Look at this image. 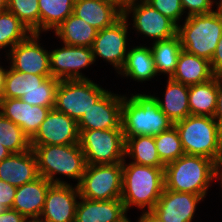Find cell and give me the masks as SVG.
Here are the masks:
<instances>
[{
  "mask_svg": "<svg viewBox=\"0 0 222 222\" xmlns=\"http://www.w3.org/2000/svg\"><path fill=\"white\" fill-rule=\"evenodd\" d=\"M52 185L42 176L17 187L11 209L18 211L25 217H39L45 202L46 193Z\"/></svg>",
  "mask_w": 222,
  "mask_h": 222,
  "instance_id": "obj_22",
  "label": "cell"
},
{
  "mask_svg": "<svg viewBox=\"0 0 222 222\" xmlns=\"http://www.w3.org/2000/svg\"><path fill=\"white\" fill-rule=\"evenodd\" d=\"M213 77L210 61L182 49L176 69L170 78L190 86L206 82Z\"/></svg>",
  "mask_w": 222,
  "mask_h": 222,
  "instance_id": "obj_24",
  "label": "cell"
},
{
  "mask_svg": "<svg viewBox=\"0 0 222 222\" xmlns=\"http://www.w3.org/2000/svg\"><path fill=\"white\" fill-rule=\"evenodd\" d=\"M216 90L217 105L213 118L222 129V74L216 75Z\"/></svg>",
  "mask_w": 222,
  "mask_h": 222,
  "instance_id": "obj_40",
  "label": "cell"
},
{
  "mask_svg": "<svg viewBox=\"0 0 222 222\" xmlns=\"http://www.w3.org/2000/svg\"><path fill=\"white\" fill-rule=\"evenodd\" d=\"M39 33H31L26 39L17 43L7 53L12 69L43 76H52L50 71V50H46L41 43Z\"/></svg>",
  "mask_w": 222,
  "mask_h": 222,
  "instance_id": "obj_12",
  "label": "cell"
},
{
  "mask_svg": "<svg viewBox=\"0 0 222 222\" xmlns=\"http://www.w3.org/2000/svg\"><path fill=\"white\" fill-rule=\"evenodd\" d=\"M189 86L168 78L163 100L151 95L161 111L174 123L191 115L189 103Z\"/></svg>",
  "mask_w": 222,
  "mask_h": 222,
  "instance_id": "obj_23",
  "label": "cell"
},
{
  "mask_svg": "<svg viewBox=\"0 0 222 222\" xmlns=\"http://www.w3.org/2000/svg\"><path fill=\"white\" fill-rule=\"evenodd\" d=\"M73 184H52L45 197L40 214L47 222H74L80 193Z\"/></svg>",
  "mask_w": 222,
  "mask_h": 222,
  "instance_id": "obj_16",
  "label": "cell"
},
{
  "mask_svg": "<svg viewBox=\"0 0 222 222\" xmlns=\"http://www.w3.org/2000/svg\"><path fill=\"white\" fill-rule=\"evenodd\" d=\"M188 103L191 115L213 117L217 105L216 75L206 82L190 85Z\"/></svg>",
  "mask_w": 222,
  "mask_h": 222,
  "instance_id": "obj_28",
  "label": "cell"
},
{
  "mask_svg": "<svg viewBox=\"0 0 222 222\" xmlns=\"http://www.w3.org/2000/svg\"><path fill=\"white\" fill-rule=\"evenodd\" d=\"M16 189L17 187L12 186L8 182L0 180V204L7 209H11L14 202Z\"/></svg>",
  "mask_w": 222,
  "mask_h": 222,
  "instance_id": "obj_39",
  "label": "cell"
},
{
  "mask_svg": "<svg viewBox=\"0 0 222 222\" xmlns=\"http://www.w3.org/2000/svg\"><path fill=\"white\" fill-rule=\"evenodd\" d=\"M127 212L121 199L90 200L80 197L74 222H123Z\"/></svg>",
  "mask_w": 222,
  "mask_h": 222,
  "instance_id": "obj_20",
  "label": "cell"
},
{
  "mask_svg": "<svg viewBox=\"0 0 222 222\" xmlns=\"http://www.w3.org/2000/svg\"><path fill=\"white\" fill-rule=\"evenodd\" d=\"M123 222H131L129 218H126Z\"/></svg>",
  "mask_w": 222,
  "mask_h": 222,
  "instance_id": "obj_52",
  "label": "cell"
},
{
  "mask_svg": "<svg viewBox=\"0 0 222 222\" xmlns=\"http://www.w3.org/2000/svg\"><path fill=\"white\" fill-rule=\"evenodd\" d=\"M7 69L4 82V90L1 98H21L24 94L38 90L40 84L48 77L31 73H22L12 69Z\"/></svg>",
  "mask_w": 222,
  "mask_h": 222,
  "instance_id": "obj_30",
  "label": "cell"
},
{
  "mask_svg": "<svg viewBox=\"0 0 222 222\" xmlns=\"http://www.w3.org/2000/svg\"><path fill=\"white\" fill-rule=\"evenodd\" d=\"M11 152L0 143V161L7 158Z\"/></svg>",
  "mask_w": 222,
  "mask_h": 222,
  "instance_id": "obj_46",
  "label": "cell"
},
{
  "mask_svg": "<svg viewBox=\"0 0 222 222\" xmlns=\"http://www.w3.org/2000/svg\"><path fill=\"white\" fill-rule=\"evenodd\" d=\"M50 110L49 107L30 105L21 98L0 99V113L21 127L29 139L39 130Z\"/></svg>",
  "mask_w": 222,
  "mask_h": 222,
  "instance_id": "obj_18",
  "label": "cell"
},
{
  "mask_svg": "<svg viewBox=\"0 0 222 222\" xmlns=\"http://www.w3.org/2000/svg\"><path fill=\"white\" fill-rule=\"evenodd\" d=\"M123 162L86 165L78 185L80 197L90 200L120 199L122 194Z\"/></svg>",
  "mask_w": 222,
  "mask_h": 222,
  "instance_id": "obj_9",
  "label": "cell"
},
{
  "mask_svg": "<svg viewBox=\"0 0 222 222\" xmlns=\"http://www.w3.org/2000/svg\"><path fill=\"white\" fill-rule=\"evenodd\" d=\"M216 2H217V4H220L222 2V0H219V1L217 0Z\"/></svg>",
  "mask_w": 222,
  "mask_h": 222,
  "instance_id": "obj_53",
  "label": "cell"
},
{
  "mask_svg": "<svg viewBox=\"0 0 222 222\" xmlns=\"http://www.w3.org/2000/svg\"><path fill=\"white\" fill-rule=\"evenodd\" d=\"M174 126L161 111L151 94L136 93L122 100L121 127L124 138L139 135L157 136Z\"/></svg>",
  "mask_w": 222,
  "mask_h": 222,
  "instance_id": "obj_2",
  "label": "cell"
},
{
  "mask_svg": "<svg viewBox=\"0 0 222 222\" xmlns=\"http://www.w3.org/2000/svg\"><path fill=\"white\" fill-rule=\"evenodd\" d=\"M204 197L186 192H175L163 189L162 194L153 208L163 222H192L197 204Z\"/></svg>",
  "mask_w": 222,
  "mask_h": 222,
  "instance_id": "obj_17",
  "label": "cell"
},
{
  "mask_svg": "<svg viewBox=\"0 0 222 222\" xmlns=\"http://www.w3.org/2000/svg\"><path fill=\"white\" fill-rule=\"evenodd\" d=\"M7 10V0H0V13Z\"/></svg>",
  "mask_w": 222,
  "mask_h": 222,
  "instance_id": "obj_49",
  "label": "cell"
},
{
  "mask_svg": "<svg viewBox=\"0 0 222 222\" xmlns=\"http://www.w3.org/2000/svg\"><path fill=\"white\" fill-rule=\"evenodd\" d=\"M140 217L137 222H163V220L152 210L150 211H142Z\"/></svg>",
  "mask_w": 222,
  "mask_h": 222,
  "instance_id": "obj_44",
  "label": "cell"
},
{
  "mask_svg": "<svg viewBox=\"0 0 222 222\" xmlns=\"http://www.w3.org/2000/svg\"><path fill=\"white\" fill-rule=\"evenodd\" d=\"M0 143L11 153H23L31 149L30 139L22 128L0 113Z\"/></svg>",
  "mask_w": 222,
  "mask_h": 222,
  "instance_id": "obj_33",
  "label": "cell"
},
{
  "mask_svg": "<svg viewBox=\"0 0 222 222\" xmlns=\"http://www.w3.org/2000/svg\"><path fill=\"white\" fill-rule=\"evenodd\" d=\"M184 13L187 16L197 14H208L214 11V3L218 7L216 0H180ZM187 10L188 12H186Z\"/></svg>",
  "mask_w": 222,
  "mask_h": 222,
  "instance_id": "obj_38",
  "label": "cell"
},
{
  "mask_svg": "<svg viewBox=\"0 0 222 222\" xmlns=\"http://www.w3.org/2000/svg\"><path fill=\"white\" fill-rule=\"evenodd\" d=\"M164 189V167L137 165L123 161L121 201L130 207L153 210Z\"/></svg>",
  "mask_w": 222,
  "mask_h": 222,
  "instance_id": "obj_1",
  "label": "cell"
},
{
  "mask_svg": "<svg viewBox=\"0 0 222 222\" xmlns=\"http://www.w3.org/2000/svg\"><path fill=\"white\" fill-rule=\"evenodd\" d=\"M109 1H112L114 2L115 4H117L119 7H121L122 9L128 5V3L131 1V0H109Z\"/></svg>",
  "mask_w": 222,
  "mask_h": 222,
  "instance_id": "obj_47",
  "label": "cell"
},
{
  "mask_svg": "<svg viewBox=\"0 0 222 222\" xmlns=\"http://www.w3.org/2000/svg\"><path fill=\"white\" fill-rule=\"evenodd\" d=\"M127 156L137 165L165 167L159 158L154 136L139 135L125 138V158Z\"/></svg>",
  "mask_w": 222,
  "mask_h": 222,
  "instance_id": "obj_27",
  "label": "cell"
},
{
  "mask_svg": "<svg viewBox=\"0 0 222 222\" xmlns=\"http://www.w3.org/2000/svg\"><path fill=\"white\" fill-rule=\"evenodd\" d=\"M77 122L64 114L51 109L39 130L30 139L31 146L67 145L79 143Z\"/></svg>",
  "mask_w": 222,
  "mask_h": 222,
  "instance_id": "obj_14",
  "label": "cell"
},
{
  "mask_svg": "<svg viewBox=\"0 0 222 222\" xmlns=\"http://www.w3.org/2000/svg\"><path fill=\"white\" fill-rule=\"evenodd\" d=\"M24 222H47L42 217H26Z\"/></svg>",
  "mask_w": 222,
  "mask_h": 222,
  "instance_id": "obj_48",
  "label": "cell"
},
{
  "mask_svg": "<svg viewBox=\"0 0 222 222\" xmlns=\"http://www.w3.org/2000/svg\"><path fill=\"white\" fill-rule=\"evenodd\" d=\"M54 32L65 45L92 48L98 30L73 13Z\"/></svg>",
  "mask_w": 222,
  "mask_h": 222,
  "instance_id": "obj_26",
  "label": "cell"
},
{
  "mask_svg": "<svg viewBox=\"0 0 222 222\" xmlns=\"http://www.w3.org/2000/svg\"><path fill=\"white\" fill-rule=\"evenodd\" d=\"M129 25L128 19L122 16L113 25L98 31L92 46L94 61L100 57L103 61H108L119 73L128 53L126 43Z\"/></svg>",
  "mask_w": 222,
  "mask_h": 222,
  "instance_id": "obj_11",
  "label": "cell"
},
{
  "mask_svg": "<svg viewBox=\"0 0 222 222\" xmlns=\"http://www.w3.org/2000/svg\"><path fill=\"white\" fill-rule=\"evenodd\" d=\"M118 74L141 83L159 75L155 69L150 47L140 44V46L128 48L125 63Z\"/></svg>",
  "mask_w": 222,
  "mask_h": 222,
  "instance_id": "obj_25",
  "label": "cell"
},
{
  "mask_svg": "<svg viewBox=\"0 0 222 222\" xmlns=\"http://www.w3.org/2000/svg\"><path fill=\"white\" fill-rule=\"evenodd\" d=\"M218 7L222 10V2L218 4Z\"/></svg>",
  "mask_w": 222,
  "mask_h": 222,
  "instance_id": "obj_51",
  "label": "cell"
},
{
  "mask_svg": "<svg viewBox=\"0 0 222 222\" xmlns=\"http://www.w3.org/2000/svg\"><path fill=\"white\" fill-rule=\"evenodd\" d=\"M7 10L12 12L31 33L40 34L38 0H7Z\"/></svg>",
  "mask_w": 222,
  "mask_h": 222,
  "instance_id": "obj_34",
  "label": "cell"
},
{
  "mask_svg": "<svg viewBox=\"0 0 222 222\" xmlns=\"http://www.w3.org/2000/svg\"><path fill=\"white\" fill-rule=\"evenodd\" d=\"M37 159L31 149L23 153H11L0 161V180L19 187L39 177Z\"/></svg>",
  "mask_w": 222,
  "mask_h": 222,
  "instance_id": "obj_19",
  "label": "cell"
},
{
  "mask_svg": "<svg viewBox=\"0 0 222 222\" xmlns=\"http://www.w3.org/2000/svg\"><path fill=\"white\" fill-rule=\"evenodd\" d=\"M7 208L0 204V214L4 212Z\"/></svg>",
  "mask_w": 222,
  "mask_h": 222,
  "instance_id": "obj_50",
  "label": "cell"
},
{
  "mask_svg": "<svg viewBox=\"0 0 222 222\" xmlns=\"http://www.w3.org/2000/svg\"><path fill=\"white\" fill-rule=\"evenodd\" d=\"M79 144L86 164H115L125 160L122 129L79 130Z\"/></svg>",
  "mask_w": 222,
  "mask_h": 222,
  "instance_id": "obj_7",
  "label": "cell"
},
{
  "mask_svg": "<svg viewBox=\"0 0 222 222\" xmlns=\"http://www.w3.org/2000/svg\"><path fill=\"white\" fill-rule=\"evenodd\" d=\"M25 216L14 209H6L0 214V222H24Z\"/></svg>",
  "mask_w": 222,
  "mask_h": 222,
  "instance_id": "obj_42",
  "label": "cell"
},
{
  "mask_svg": "<svg viewBox=\"0 0 222 222\" xmlns=\"http://www.w3.org/2000/svg\"><path fill=\"white\" fill-rule=\"evenodd\" d=\"M107 91L90 79L60 80L54 108L78 122Z\"/></svg>",
  "mask_w": 222,
  "mask_h": 222,
  "instance_id": "obj_8",
  "label": "cell"
},
{
  "mask_svg": "<svg viewBox=\"0 0 222 222\" xmlns=\"http://www.w3.org/2000/svg\"><path fill=\"white\" fill-rule=\"evenodd\" d=\"M220 180L222 188V153L214 160L213 165V180Z\"/></svg>",
  "mask_w": 222,
  "mask_h": 222,
  "instance_id": "obj_43",
  "label": "cell"
},
{
  "mask_svg": "<svg viewBox=\"0 0 222 222\" xmlns=\"http://www.w3.org/2000/svg\"><path fill=\"white\" fill-rule=\"evenodd\" d=\"M210 66L214 75L222 74V36L210 60Z\"/></svg>",
  "mask_w": 222,
  "mask_h": 222,
  "instance_id": "obj_41",
  "label": "cell"
},
{
  "mask_svg": "<svg viewBox=\"0 0 222 222\" xmlns=\"http://www.w3.org/2000/svg\"><path fill=\"white\" fill-rule=\"evenodd\" d=\"M7 69L0 66V99L4 90V82H5V75H6Z\"/></svg>",
  "mask_w": 222,
  "mask_h": 222,
  "instance_id": "obj_45",
  "label": "cell"
},
{
  "mask_svg": "<svg viewBox=\"0 0 222 222\" xmlns=\"http://www.w3.org/2000/svg\"><path fill=\"white\" fill-rule=\"evenodd\" d=\"M73 13L100 31L118 21L123 9L109 0H75Z\"/></svg>",
  "mask_w": 222,
  "mask_h": 222,
  "instance_id": "obj_21",
  "label": "cell"
},
{
  "mask_svg": "<svg viewBox=\"0 0 222 222\" xmlns=\"http://www.w3.org/2000/svg\"><path fill=\"white\" fill-rule=\"evenodd\" d=\"M216 8L208 14L186 16L184 23L177 26L182 49L208 61L222 36V10Z\"/></svg>",
  "mask_w": 222,
  "mask_h": 222,
  "instance_id": "obj_5",
  "label": "cell"
},
{
  "mask_svg": "<svg viewBox=\"0 0 222 222\" xmlns=\"http://www.w3.org/2000/svg\"><path fill=\"white\" fill-rule=\"evenodd\" d=\"M40 11V34L57 28L73 14L75 0H38Z\"/></svg>",
  "mask_w": 222,
  "mask_h": 222,
  "instance_id": "obj_31",
  "label": "cell"
},
{
  "mask_svg": "<svg viewBox=\"0 0 222 222\" xmlns=\"http://www.w3.org/2000/svg\"><path fill=\"white\" fill-rule=\"evenodd\" d=\"M154 141L159 158L165 165L185 154L175 126L154 136Z\"/></svg>",
  "mask_w": 222,
  "mask_h": 222,
  "instance_id": "obj_35",
  "label": "cell"
},
{
  "mask_svg": "<svg viewBox=\"0 0 222 222\" xmlns=\"http://www.w3.org/2000/svg\"><path fill=\"white\" fill-rule=\"evenodd\" d=\"M132 13V15H131ZM133 20V30L150 37L154 42L167 40L177 35V25L145 0H131L123 8V16Z\"/></svg>",
  "mask_w": 222,
  "mask_h": 222,
  "instance_id": "obj_10",
  "label": "cell"
},
{
  "mask_svg": "<svg viewBox=\"0 0 222 222\" xmlns=\"http://www.w3.org/2000/svg\"><path fill=\"white\" fill-rule=\"evenodd\" d=\"M59 81L60 80L55 77H48L40 84V88L38 90H33L24 94L21 99L30 105L49 107L50 109H53L55 107L56 90Z\"/></svg>",
  "mask_w": 222,
  "mask_h": 222,
  "instance_id": "obj_36",
  "label": "cell"
},
{
  "mask_svg": "<svg viewBox=\"0 0 222 222\" xmlns=\"http://www.w3.org/2000/svg\"><path fill=\"white\" fill-rule=\"evenodd\" d=\"M36 159L39 175L52 184H70L57 178L67 176L81 182L86 168V160L80 144L31 146Z\"/></svg>",
  "mask_w": 222,
  "mask_h": 222,
  "instance_id": "obj_3",
  "label": "cell"
},
{
  "mask_svg": "<svg viewBox=\"0 0 222 222\" xmlns=\"http://www.w3.org/2000/svg\"><path fill=\"white\" fill-rule=\"evenodd\" d=\"M123 95L107 91L77 122L78 130L122 129Z\"/></svg>",
  "mask_w": 222,
  "mask_h": 222,
  "instance_id": "obj_15",
  "label": "cell"
},
{
  "mask_svg": "<svg viewBox=\"0 0 222 222\" xmlns=\"http://www.w3.org/2000/svg\"><path fill=\"white\" fill-rule=\"evenodd\" d=\"M150 49L157 74H167L170 78L176 69L179 54L182 51L179 36L175 35L167 40L153 41Z\"/></svg>",
  "mask_w": 222,
  "mask_h": 222,
  "instance_id": "obj_29",
  "label": "cell"
},
{
  "mask_svg": "<svg viewBox=\"0 0 222 222\" xmlns=\"http://www.w3.org/2000/svg\"><path fill=\"white\" fill-rule=\"evenodd\" d=\"M49 61L51 75L58 80L90 79L80 71L95 63L92 48L65 44L50 52Z\"/></svg>",
  "mask_w": 222,
  "mask_h": 222,
  "instance_id": "obj_13",
  "label": "cell"
},
{
  "mask_svg": "<svg viewBox=\"0 0 222 222\" xmlns=\"http://www.w3.org/2000/svg\"><path fill=\"white\" fill-rule=\"evenodd\" d=\"M30 34L27 27L12 12L6 10L0 13V50L8 46L10 51Z\"/></svg>",
  "mask_w": 222,
  "mask_h": 222,
  "instance_id": "obj_32",
  "label": "cell"
},
{
  "mask_svg": "<svg viewBox=\"0 0 222 222\" xmlns=\"http://www.w3.org/2000/svg\"><path fill=\"white\" fill-rule=\"evenodd\" d=\"M214 160L184 154L164 167V188L205 198L213 182Z\"/></svg>",
  "mask_w": 222,
  "mask_h": 222,
  "instance_id": "obj_4",
  "label": "cell"
},
{
  "mask_svg": "<svg viewBox=\"0 0 222 222\" xmlns=\"http://www.w3.org/2000/svg\"><path fill=\"white\" fill-rule=\"evenodd\" d=\"M174 126L185 154L215 160L222 153V129L213 117L189 115Z\"/></svg>",
  "mask_w": 222,
  "mask_h": 222,
  "instance_id": "obj_6",
  "label": "cell"
},
{
  "mask_svg": "<svg viewBox=\"0 0 222 222\" xmlns=\"http://www.w3.org/2000/svg\"><path fill=\"white\" fill-rule=\"evenodd\" d=\"M148 4L158 10L162 15L168 17L177 26L184 14L180 0H145Z\"/></svg>",
  "mask_w": 222,
  "mask_h": 222,
  "instance_id": "obj_37",
  "label": "cell"
}]
</instances>
